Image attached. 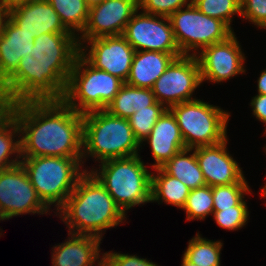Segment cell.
I'll list each match as a JSON object with an SVG mask.
<instances>
[{"mask_svg": "<svg viewBox=\"0 0 266 266\" xmlns=\"http://www.w3.org/2000/svg\"><path fill=\"white\" fill-rule=\"evenodd\" d=\"M265 129V132H264V134H266V127L264 128ZM266 136V135H265ZM265 148V151H266V146L264 147Z\"/></svg>", "mask_w": 266, "mask_h": 266, "instance_id": "45", "label": "cell"}, {"mask_svg": "<svg viewBox=\"0 0 266 266\" xmlns=\"http://www.w3.org/2000/svg\"><path fill=\"white\" fill-rule=\"evenodd\" d=\"M169 110L176 118L186 148L216 145L228 138L230 113L219 106L195 99Z\"/></svg>", "mask_w": 266, "mask_h": 266, "instance_id": "8", "label": "cell"}, {"mask_svg": "<svg viewBox=\"0 0 266 266\" xmlns=\"http://www.w3.org/2000/svg\"><path fill=\"white\" fill-rule=\"evenodd\" d=\"M234 33L227 40L209 45L196 55L201 81L221 83L246 72L245 53Z\"/></svg>", "mask_w": 266, "mask_h": 266, "instance_id": "14", "label": "cell"}, {"mask_svg": "<svg viewBox=\"0 0 266 266\" xmlns=\"http://www.w3.org/2000/svg\"><path fill=\"white\" fill-rule=\"evenodd\" d=\"M156 173L151 175V203L158 202L176 206L183 209L189 189L179 179L168 175L162 168L153 169Z\"/></svg>", "mask_w": 266, "mask_h": 266, "instance_id": "25", "label": "cell"}, {"mask_svg": "<svg viewBox=\"0 0 266 266\" xmlns=\"http://www.w3.org/2000/svg\"><path fill=\"white\" fill-rule=\"evenodd\" d=\"M138 9V0H104L89 9L87 25L78 41L123 35L127 23Z\"/></svg>", "mask_w": 266, "mask_h": 266, "instance_id": "15", "label": "cell"}, {"mask_svg": "<svg viewBox=\"0 0 266 266\" xmlns=\"http://www.w3.org/2000/svg\"><path fill=\"white\" fill-rule=\"evenodd\" d=\"M140 148L128 119L112 116L106 110L83 114L82 164L88 156L95 158L99 164L110 159L135 156Z\"/></svg>", "mask_w": 266, "mask_h": 266, "instance_id": "3", "label": "cell"}, {"mask_svg": "<svg viewBox=\"0 0 266 266\" xmlns=\"http://www.w3.org/2000/svg\"><path fill=\"white\" fill-rule=\"evenodd\" d=\"M155 102L152 89L133 87L124 83L105 110L112 116L128 119L138 109H147Z\"/></svg>", "mask_w": 266, "mask_h": 266, "instance_id": "24", "label": "cell"}, {"mask_svg": "<svg viewBox=\"0 0 266 266\" xmlns=\"http://www.w3.org/2000/svg\"><path fill=\"white\" fill-rule=\"evenodd\" d=\"M31 184L42 202L56 213L73 192L79 178L88 169L82 165L83 158L55 156L21 157ZM83 166V167H82ZM81 169V170H80Z\"/></svg>", "mask_w": 266, "mask_h": 266, "instance_id": "5", "label": "cell"}, {"mask_svg": "<svg viewBox=\"0 0 266 266\" xmlns=\"http://www.w3.org/2000/svg\"><path fill=\"white\" fill-rule=\"evenodd\" d=\"M165 110L166 108L156 101L152 106L147 107V109H138L137 112H134L128 118L132 131L141 146L144 145L143 140L150 134L156 121Z\"/></svg>", "mask_w": 266, "mask_h": 266, "instance_id": "31", "label": "cell"}, {"mask_svg": "<svg viewBox=\"0 0 266 266\" xmlns=\"http://www.w3.org/2000/svg\"><path fill=\"white\" fill-rule=\"evenodd\" d=\"M10 7L6 1L0 0V36L3 34L4 25L9 18Z\"/></svg>", "mask_w": 266, "mask_h": 266, "instance_id": "38", "label": "cell"}, {"mask_svg": "<svg viewBox=\"0 0 266 266\" xmlns=\"http://www.w3.org/2000/svg\"><path fill=\"white\" fill-rule=\"evenodd\" d=\"M223 243L203 238L199 232L189 240L183 256L198 266H221Z\"/></svg>", "mask_w": 266, "mask_h": 266, "instance_id": "28", "label": "cell"}, {"mask_svg": "<svg viewBox=\"0 0 266 266\" xmlns=\"http://www.w3.org/2000/svg\"><path fill=\"white\" fill-rule=\"evenodd\" d=\"M240 18L266 29V0H240Z\"/></svg>", "mask_w": 266, "mask_h": 266, "instance_id": "35", "label": "cell"}, {"mask_svg": "<svg viewBox=\"0 0 266 266\" xmlns=\"http://www.w3.org/2000/svg\"><path fill=\"white\" fill-rule=\"evenodd\" d=\"M21 130V157L82 158L83 114L63 100L24 101L4 106Z\"/></svg>", "mask_w": 266, "mask_h": 266, "instance_id": "1", "label": "cell"}, {"mask_svg": "<svg viewBox=\"0 0 266 266\" xmlns=\"http://www.w3.org/2000/svg\"><path fill=\"white\" fill-rule=\"evenodd\" d=\"M168 18L183 55L196 56L209 45L223 42L235 33L225 22L205 15L192 2Z\"/></svg>", "mask_w": 266, "mask_h": 266, "instance_id": "9", "label": "cell"}, {"mask_svg": "<svg viewBox=\"0 0 266 266\" xmlns=\"http://www.w3.org/2000/svg\"><path fill=\"white\" fill-rule=\"evenodd\" d=\"M186 220H204L213 214L212 187L205 185L190 191L183 209Z\"/></svg>", "mask_w": 266, "mask_h": 266, "instance_id": "30", "label": "cell"}, {"mask_svg": "<svg viewBox=\"0 0 266 266\" xmlns=\"http://www.w3.org/2000/svg\"><path fill=\"white\" fill-rule=\"evenodd\" d=\"M144 163L138 154L110 159L101 162L99 170L96 167L90 170L125 215L132 207L151 201L152 172Z\"/></svg>", "mask_w": 266, "mask_h": 266, "instance_id": "4", "label": "cell"}, {"mask_svg": "<svg viewBox=\"0 0 266 266\" xmlns=\"http://www.w3.org/2000/svg\"><path fill=\"white\" fill-rule=\"evenodd\" d=\"M102 266H158L154 262L137 255H129L118 252H105L102 255Z\"/></svg>", "mask_w": 266, "mask_h": 266, "instance_id": "36", "label": "cell"}, {"mask_svg": "<svg viewBox=\"0 0 266 266\" xmlns=\"http://www.w3.org/2000/svg\"><path fill=\"white\" fill-rule=\"evenodd\" d=\"M12 155L16 157L13 159ZM21 159L20 126L16 118L0 106V170L20 164Z\"/></svg>", "mask_w": 266, "mask_h": 266, "instance_id": "23", "label": "cell"}, {"mask_svg": "<svg viewBox=\"0 0 266 266\" xmlns=\"http://www.w3.org/2000/svg\"><path fill=\"white\" fill-rule=\"evenodd\" d=\"M68 240L52 248V266H102L101 239L68 233Z\"/></svg>", "mask_w": 266, "mask_h": 266, "instance_id": "20", "label": "cell"}, {"mask_svg": "<svg viewBox=\"0 0 266 266\" xmlns=\"http://www.w3.org/2000/svg\"><path fill=\"white\" fill-rule=\"evenodd\" d=\"M192 0H138L139 10L153 15L169 17Z\"/></svg>", "mask_w": 266, "mask_h": 266, "instance_id": "34", "label": "cell"}, {"mask_svg": "<svg viewBox=\"0 0 266 266\" xmlns=\"http://www.w3.org/2000/svg\"><path fill=\"white\" fill-rule=\"evenodd\" d=\"M78 43L80 54L93 67L106 71L124 83L126 82L135 50L123 35L104 36L87 41H78Z\"/></svg>", "mask_w": 266, "mask_h": 266, "instance_id": "13", "label": "cell"}, {"mask_svg": "<svg viewBox=\"0 0 266 266\" xmlns=\"http://www.w3.org/2000/svg\"><path fill=\"white\" fill-rule=\"evenodd\" d=\"M228 138L223 142L193 148L206 185H228L240 182L245 176L238 162L227 150Z\"/></svg>", "mask_w": 266, "mask_h": 266, "instance_id": "17", "label": "cell"}, {"mask_svg": "<svg viewBox=\"0 0 266 266\" xmlns=\"http://www.w3.org/2000/svg\"><path fill=\"white\" fill-rule=\"evenodd\" d=\"M175 58L173 54L165 52L135 51L125 83L133 87L152 89L156 80Z\"/></svg>", "mask_w": 266, "mask_h": 266, "instance_id": "22", "label": "cell"}, {"mask_svg": "<svg viewBox=\"0 0 266 266\" xmlns=\"http://www.w3.org/2000/svg\"><path fill=\"white\" fill-rule=\"evenodd\" d=\"M161 168L168 175L179 179L191 190L206 185L194 149L185 148L181 150Z\"/></svg>", "mask_w": 266, "mask_h": 266, "instance_id": "26", "label": "cell"}, {"mask_svg": "<svg viewBox=\"0 0 266 266\" xmlns=\"http://www.w3.org/2000/svg\"><path fill=\"white\" fill-rule=\"evenodd\" d=\"M250 106L252 113L256 120L263 122L264 127L266 126V94H257L252 97Z\"/></svg>", "mask_w": 266, "mask_h": 266, "instance_id": "37", "label": "cell"}, {"mask_svg": "<svg viewBox=\"0 0 266 266\" xmlns=\"http://www.w3.org/2000/svg\"><path fill=\"white\" fill-rule=\"evenodd\" d=\"M192 3L205 15L225 22L232 30V18L241 14L240 0H192Z\"/></svg>", "mask_w": 266, "mask_h": 266, "instance_id": "32", "label": "cell"}, {"mask_svg": "<svg viewBox=\"0 0 266 266\" xmlns=\"http://www.w3.org/2000/svg\"><path fill=\"white\" fill-rule=\"evenodd\" d=\"M257 84V93L266 94V69L261 71Z\"/></svg>", "mask_w": 266, "mask_h": 266, "instance_id": "39", "label": "cell"}, {"mask_svg": "<svg viewBox=\"0 0 266 266\" xmlns=\"http://www.w3.org/2000/svg\"><path fill=\"white\" fill-rule=\"evenodd\" d=\"M29 53L15 73L0 87V106L24 101L63 100L67 83L50 67Z\"/></svg>", "mask_w": 266, "mask_h": 266, "instance_id": "7", "label": "cell"}, {"mask_svg": "<svg viewBox=\"0 0 266 266\" xmlns=\"http://www.w3.org/2000/svg\"><path fill=\"white\" fill-rule=\"evenodd\" d=\"M266 152V151H265ZM262 190L260 191L261 197L266 198V183L265 185L261 188Z\"/></svg>", "mask_w": 266, "mask_h": 266, "instance_id": "43", "label": "cell"}, {"mask_svg": "<svg viewBox=\"0 0 266 266\" xmlns=\"http://www.w3.org/2000/svg\"><path fill=\"white\" fill-rule=\"evenodd\" d=\"M55 214L65 223L68 233L101 240L107 229L127 220L109 192L90 171L79 178L73 192Z\"/></svg>", "mask_w": 266, "mask_h": 266, "instance_id": "2", "label": "cell"}, {"mask_svg": "<svg viewBox=\"0 0 266 266\" xmlns=\"http://www.w3.org/2000/svg\"><path fill=\"white\" fill-rule=\"evenodd\" d=\"M181 260V266H198L197 264L188 261L184 256H182Z\"/></svg>", "mask_w": 266, "mask_h": 266, "instance_id": "42", "label": "cell"}, {"mask_svg": "<svg viewBox=\"0 0 266 266\" xmlns=\"http://www.w3.org/2000/svg\"><path fill=\"white\" fill-rule=\"evenodd\" d=\"M9 18L35 38L44 33H72L64 26L58 13L47 0L15 5L9 10Z\"/></svg>", "mask_w": 266, "mask_h": 266, "instance_id": "18", "label": "cell"}, {"mask_svg": "<svg viewBox=\"0 0 266 266\" xmlns=\"http://www.w3.org/2000/svg\"><path fill=\"white\" fill-rule=\"evenodd\" d=\"M34 39L8 18L0 36V87L15 73L21 58L32 53Z\"/></svg>", "mask_w": 266, "mask_h": 266, "instance_id": "21", "label": "cell"}, {"mask_svg": "<svg viewBox=\"0 0 266 266\" xmlns=\"http://www.w3.org/2000/svg\"><path fill=\"white\" fill-rule=\"evenodd\" d=\"M201 84L197 57L182 55L175 58L156 80L152 92L156 101L169 109L173 105L197 99L192 95Z\"/></svg>", "mask_w": 266, "mask_h": 266, "instance_id": "10", "label": "cell"}, {"mask_svg": "<svg viewBox=\"0 0 266 266\" xmlns=\"http://www.w3.org/2000/svg\"><path fill=\"white\" fill-rule=\"evenodd\" d=\"M248 184L244 177L238 183L213 186V211L238 206L246 198V193L252 192Z\"/></svg>", "mask_w": 266, "mask_h": 266, "instance_id": "29", "label": "cell"}, {"mask_svg": "<svg viewBox=\"0 0 266 266\" xmlns=\"http://www.w3.org/2000/svg\"><path fill=\"white\" fill-rule=\"evenodd\" d=\"M124 82L93 67L80 53L75 59L63 101L77 113L105 110Z\"/></svg>", "mask_w": 266, "mask_h": 266, "instance_id": "6", "label": "cell"}, {"mask_svg": "<svg viewBox=\"0 0 266 266\" xmlns=\"http://www.w3.org/2000/svg\"><path fill=\"white\" fill-rule=\"evenodd\" d=\"M35 0H6V3L9 5V7H13L15 5L21 4V3H27Z\"/></svg>", "mask_w": 266, "mask_h": 266, "instance_id": "40", "label": "cell"}, {"mask_svg": "<svg viewBox=\"0 0 266 266\" xmlns=\"http://www.w3.org/2000/svg\"><path fill=\"white\" fill-rule=\"evenodd\" d=\"M29 176L20 164L0 170V215L6 220L24 214H48Z\"/></svg>", "mask_w": 266, "mask_h": 266, "instance_id": "11", "label": "cell"}, {"mask_svg": "<svg viewBox=\"0 0 266 266\" xmlns=\"http://www.w3.org/2000/svg\"><path fill=\"white\" fill-rule=\"evenodd\" d=\"M80 53L74 33H44L34 39L32 57L42 66H50L66 83Z\"/></svg>", "mask_w": 266, "mask_h": 266, "instance_id": "16", "label": "cell"}, {"mask_svg": "<svg viewBox=\"0 0 266 266\" xmlns=\"http://www.w3.org/2000/svg\"><path fill=\"white\" fill-rule=\"evenodd\" d=\"M104 0H85L86 5L89 9H91L94 6H97L98 4H100L101 2H103Z\"/></svg>", "mask_w": 266, "mask_h": 266, "instance_id": "41", "label": "cell"}, {"mask_svg": "<svg viewBox=\"0 0 266 266\" xmlns=\"http://www.w3.org/2000/svg\"><path fill=\"white\" fill-rule=\"evenodd\" d=\"M150 145L154 164L152 168H161L175 154L185 149V143L175 116L166 109L156 121L150 134L143 142Z\"/></svg>", "mask_w": 266, "mask_h": 266, "instance_id": "19", "label": "cell"}, {"mask_svg": "<svg viewBox=\"0 0 266 266\" xmlns=\"http://www.w3.org/2000/svg\"><path fill=\"white\" fill-rule=\"evenodd\" d=\"M139 9L127 23L123 36L135 51H157L182 56L166 16L148 14Z\"/></svg>", "mask_w": 266, "mask_h": 266, "instance_id": "12", "label": "cell"}, {"mask_svg": "<svg viewBox=\"0 0 266 266\" xmlns=\"http://www.w3.org/2000/svg\"><path fill=\"white\" fill-rule=\"evenodd\" d=\"M58 13L64 26L77 37L85 29L89 8L85 0H47Z\"/></svg>", "mask_w": 266, "mask_h": 266, "instance_id": "27", "label": "cell"}, {"mask_svg": "<svg viewBox=\"0 0 266 266\" xmlns=\"http://www.w3.org/2000/svg\"><path fill=\"white\" fill-rule=\"evenodd\" d=\"M3 221V220H6V218L4 217V216H2V215H0V221ZM0 235H2V231H1V233H0Z\"/></svg>", "mask_w": 266, "mask_h": 266, "instance_id": "44", "label": "cell"}, {"mask_svg": "<svg viewBox=\"0 0 266 266\" xmlns=\"http://www.w3.org/2000/svg\"><path fill=\"white\" fill-rule=\"evenodd\" d=\"M212 215L219 227L230 231H237L244 227L250 217L245 199L238 206L213 211Z\"/></svg>", "mask_w": 266, "mask_h": 266, "instance_id": "33", "label": "cell"}]
</instances>
